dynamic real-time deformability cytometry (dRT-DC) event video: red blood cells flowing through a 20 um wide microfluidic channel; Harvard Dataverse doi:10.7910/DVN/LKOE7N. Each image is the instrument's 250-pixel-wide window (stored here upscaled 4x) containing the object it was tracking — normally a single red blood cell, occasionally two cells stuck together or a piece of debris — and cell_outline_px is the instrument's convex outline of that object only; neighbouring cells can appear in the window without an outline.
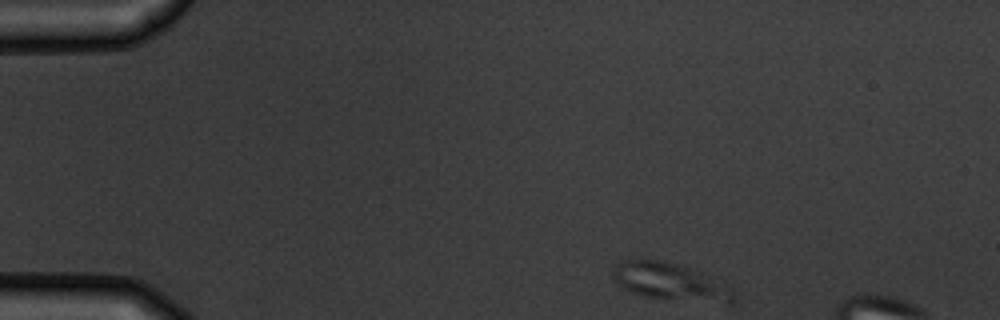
{"species": "common noctule bat (a hibernating species)", "species_latin": "Nyctalus noctula", "temperature_condition": "warm", "stored_images_in_passage": 3, "camera_frame_rate_fps": 3000, "um_per_image_px": 0.085, "animal": {"sex": "male", "body_mass_g": 19.5, "forearm_length_mm": 54.6}, "frame": {"image": 1, "passage_image": 1, "time_ms": 0.0, "image_size_px": [1000, 320], "cell_outline_px": [[736, 292], [732, 304], [728, 304], [644, 296], [632, 292], [616, 284], [612, 276], [612, 272], [616, 264], [620, 260], [664, 260], [700, 272], [732, 288]], "centroid_in_image_um": [56.97, 23.95], "position_along_channel_um": 28.0, "area_um2": 26.07}}